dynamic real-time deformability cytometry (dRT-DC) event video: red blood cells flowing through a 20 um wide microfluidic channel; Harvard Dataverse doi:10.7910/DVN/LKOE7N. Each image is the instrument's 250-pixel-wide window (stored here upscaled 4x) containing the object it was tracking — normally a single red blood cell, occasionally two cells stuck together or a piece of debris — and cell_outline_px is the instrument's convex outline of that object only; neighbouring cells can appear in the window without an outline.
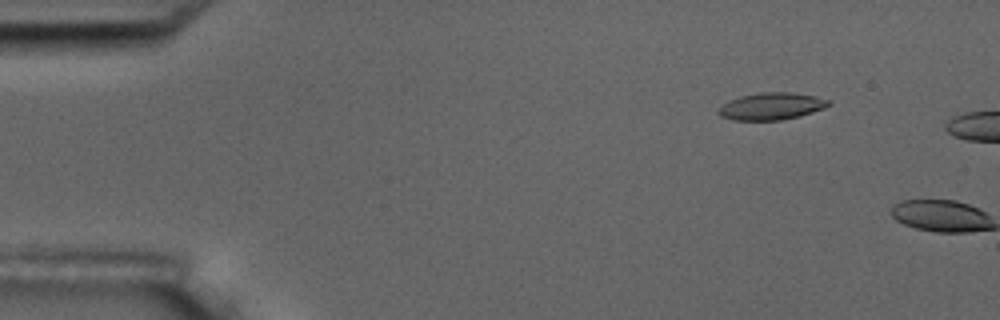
{"species": "common noctule bat (a hibernating species)", "species_latin": "Nyctalus noctula", "temperature_condition": "room temperature", "stored_images_in_passage": 2, "camera_frame_rate_fps": 3000, "um_per_image_px": 0.085, "animal": {"sex": "male", "body_mass_g": 17.5, "forearm_length_mm": 52.3}, "frame": {"image": 1, "passage_image": 1, "time_ms": 0.0, "image_size_px": [1000, 320], "cell_outline_px": [[832, 104], [824, 108], [800, 116], [780, 120], [732, 120], [720, 116], [716, 112], [724, 104], [740, 96], [760, 92], [792, 92], [816, 96], [832, 100]], "centroid_in_image_um": [65.62, 9.03], "position_along_channel_um": 19.4, "area_um2": 17.46}}